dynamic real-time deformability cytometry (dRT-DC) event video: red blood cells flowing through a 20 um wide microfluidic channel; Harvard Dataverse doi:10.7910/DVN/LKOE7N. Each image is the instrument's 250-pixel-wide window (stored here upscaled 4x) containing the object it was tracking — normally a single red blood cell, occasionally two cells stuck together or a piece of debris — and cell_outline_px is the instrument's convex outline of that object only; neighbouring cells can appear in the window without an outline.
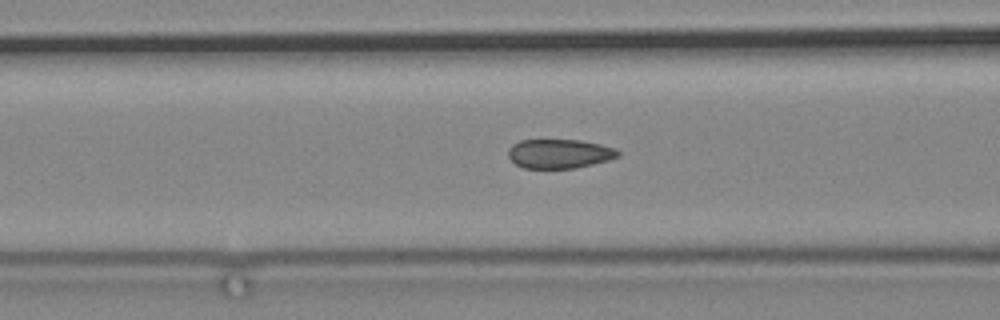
{"species": "common noctule bat (a hibernating species)", "species_latin": "Nyctalus noctula", "temperature_condition": "cold", "stored_images_in_passage": 49, "camera_frame_rate_fps": 3000, "um_per_image_px": 0.085, "animal": {"sex": "male", "body_mass_g": 19.2, "forearm_length_mm": 51.8}, "frame": {"image": 1, "passage_image": 10, "time_ms": 3.0, "image_size_px": [1000, 320], "cell_outline_px": [[620, 156], [608, 160], [576, 168], [524, 168], [516, 164], [508, 156], [508, 148], [512, 144], [520, 140], [580, 140], [600, 144], [616, 148], [620, 152]], "centroid_in_image_um": [47.55, 13.06], "position_along_channel_um": 119.0, "area_um2": 18.73}}
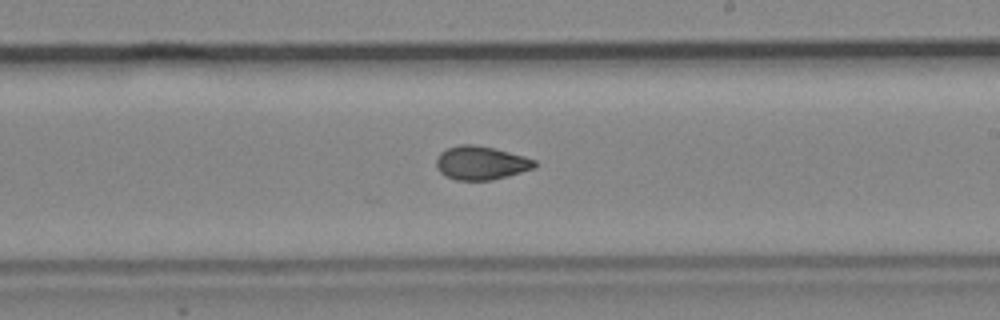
{"frame": {"image": 2, "passage_image": 22, "time_ms": 7.0, "image_size_px": [1000, 320], "cell_outline_px": [[536, 168], [508, 176], [492, 180], [456, 180], [444, 176], [436, 168], [436, 156], [440, 152], [448, 148], [460, 144], [472, 144], [492, 148], [524, 156], [536, 160]], "centroid_in_image_um": [40.86, 13.86], "position_along_channel_um": 248.1, "area_um2": 19.36}}
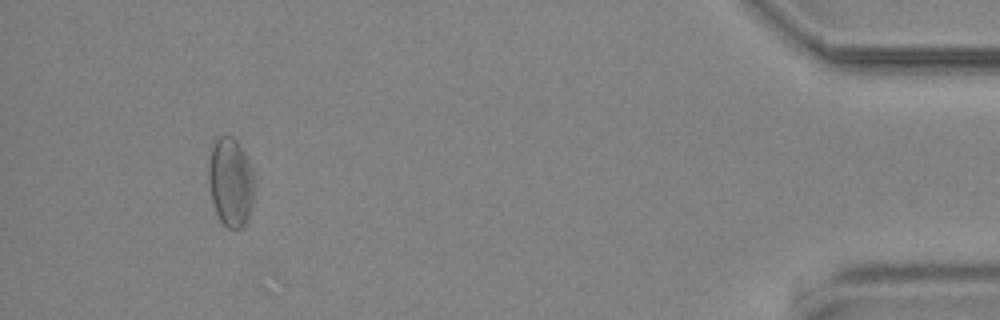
{"frame": {"image": 3, "passage_image": 44, "time_ms": 14.333, "image_size_px": [1000, 320], "cell_outline_px": [[252, 204], [248, 220], [240, 228], [228, 228], [220, 220], [216, 212], [212, 200], [208, 180], [208, 164], [212, 140], [216, 136], [232, 136], [236, 140], [244, 152], [248, 160], [252, 172]], "centroid_in_image_um": [19.56, 15.44], "position_along_channel_um": 415.6, "area_um2": 23.64}}